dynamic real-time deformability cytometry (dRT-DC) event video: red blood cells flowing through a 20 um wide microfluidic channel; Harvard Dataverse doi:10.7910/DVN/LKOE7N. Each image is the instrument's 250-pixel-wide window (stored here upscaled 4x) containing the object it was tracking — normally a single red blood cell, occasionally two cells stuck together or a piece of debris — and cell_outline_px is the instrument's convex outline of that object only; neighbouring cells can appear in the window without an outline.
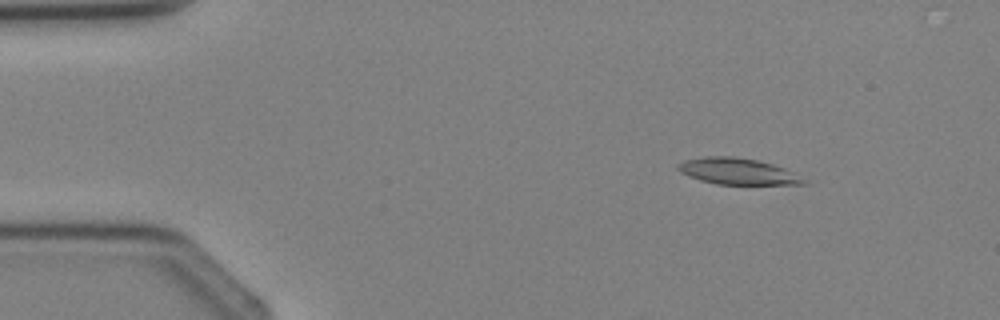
{"species": "Egyptian fruit bat (a non-hibernating species)", "species_latin": "Rousettus aegyptiacus", "temperature_condition": "cold", "stored_images_in_passage": 2, "camera_frame_rate_fps": 3000, "um_per_image_px": 0.085, "animal": {"sex": "female"}, "frame": {"image": 1, "passage_image": 2, "time_ms": 1.333, "image_size_px": [1000, 320], "cell_outline_px": [[808, 184], [716, 184], [700, 180], [680, 172], [676, 168], [680, 164], [688, 160], [704, 156], [732, 156], [756, 160], [772, 164], [784, 168], [804, 180]], "centroid_in_image_um": [62.67, 14.56], "position_along_channel_um": 22.3, "area_um2": 18.79}}